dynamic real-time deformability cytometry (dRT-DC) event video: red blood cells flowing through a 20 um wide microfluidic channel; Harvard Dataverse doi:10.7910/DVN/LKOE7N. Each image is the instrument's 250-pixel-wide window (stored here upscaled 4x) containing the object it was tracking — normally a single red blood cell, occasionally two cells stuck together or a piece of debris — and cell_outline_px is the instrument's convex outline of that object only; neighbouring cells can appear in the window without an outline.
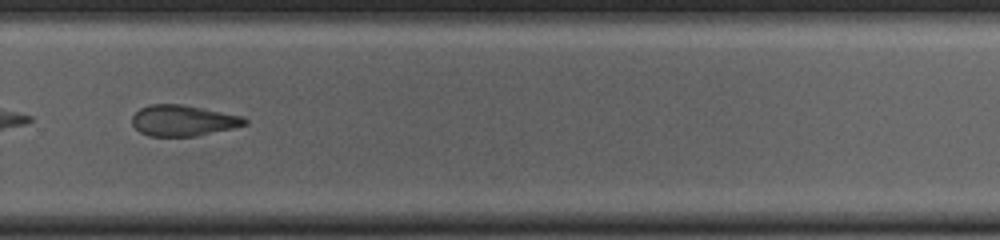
{"species": "common noctule bat (a hibernating species)", "species_latin": "Nyctalus noctula", "temperature_condition": "cold", "stored_images_in_passage": 40, "camera_frame_rate_fps": 3000, "um_per_image_px": 0.085, "animal": {"sex": "female", "body_mass_g": 23.0, "forearm_length_mm": 53.4}, "frame": {"image": 1, "passage_image": 29, "time_ms": 9.333, "image_size_px": [1000, 240], "cell_outline_px": [[248, 124], [232, 128], [196, 136], [148, 136], [140, 132], [132, 124], [132, 116], [140, 108], [148, 104], [180, 104], [244, 116], [248, 120]], "centroid_in_image_um": [15.56, 10.24], "position_along_channel_um": 314.2, "area_um2": 20.29}, "authors_computed_cell_mechanics": {"area_um2": 20.9814, "velocity_mm_per_s": 3.7455, "shape_relaxation_time_tau1_ms": 5.9646, "shape_relaxation_time_tau2_ms": 4.5978, "deformation_change_tau1": 0.14, "deformation_change_tau2": 0.1309}}